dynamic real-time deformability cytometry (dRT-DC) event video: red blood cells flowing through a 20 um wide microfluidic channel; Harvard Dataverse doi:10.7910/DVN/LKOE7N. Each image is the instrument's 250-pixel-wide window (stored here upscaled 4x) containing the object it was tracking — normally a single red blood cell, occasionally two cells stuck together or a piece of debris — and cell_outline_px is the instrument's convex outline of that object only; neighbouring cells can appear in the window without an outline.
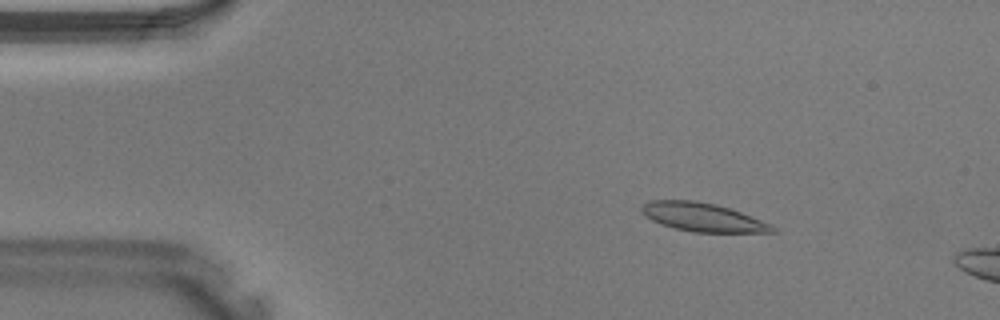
{"species": "Egyptian fruit bat (a non-hibernating species)", "species_latin": "Rousettus aegyptiacus", "temperature_condition": "warm", "stored_images_in_passage": 10, "camera_frame_rate_fps": 3000, "um_per_image_px": 0.085, "animal": {"sex": "male"}, "frame": {"image": 1, "passage_image": 6, "time_ms": 1.667, "image_size_px": [1000, 320], "cell_outline_px": [[776, 232], [692, 232], [660, 224], [644, 216], [640, 212], [640, 208], [648, 200], [692, 200], [716, 204], [740, 212], [772, 224], [776, 228]], "centroid_in_image_um": [59.69, 18.46], "position_along_channel_um": 25.3, "area_um2": 21.73}}